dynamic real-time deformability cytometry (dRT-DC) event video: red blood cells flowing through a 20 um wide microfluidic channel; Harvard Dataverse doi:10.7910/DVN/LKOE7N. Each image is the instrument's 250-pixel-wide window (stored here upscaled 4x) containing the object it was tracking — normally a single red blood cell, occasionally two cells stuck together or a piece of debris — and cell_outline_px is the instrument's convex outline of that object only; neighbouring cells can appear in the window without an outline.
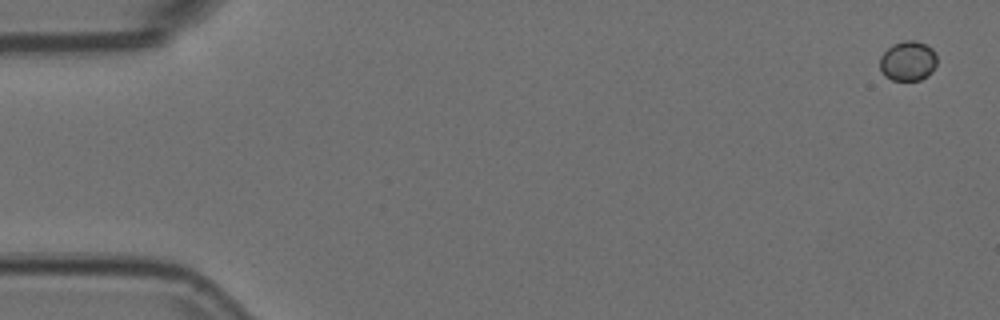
{"species": "Egyptian fruit bat (a non-hibernating species)", "species_latin": "Rousettus aegyptiacus", "temperature_condition": "room temperature", "stored_images_in_passage": 6, "camera_frame_rate_fps": 3000, "um_per_image_px": 0.085, "animal": {"sex": "female"}, "frame": {"image": 1, "passage_image": 1, "time_ms": 0.0, "image_size_px": [1000, 320], "cell_outline_px": [[936, 64], [932, 72], [928, 76], [920, 80], [892, 80], [884, 76], [880, 68], [880, 56], [892, 44], [904, 40], [916, 40], [932, 48], [936, 52]], "centroid_in_image_um": [77.18, 5.18], "position_along_channel_um": 7.8, "area_um2": 13.41}}
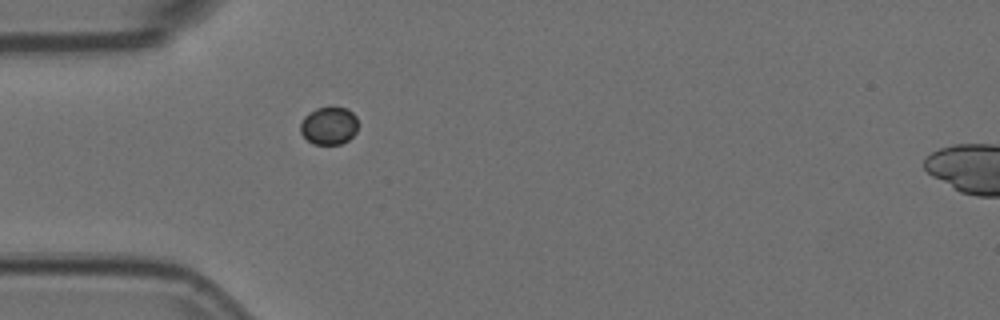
{"frame": {"image": 2, "passage_image": 5, "time_ms": 1.333, "image_size_px": [1000, 320], "cell_outline_px": [[356, 132], [348, 140], [340, 144], [312, 144], [300, 132], [300, 124], [304, 116], [308, 112], [316, 108], [348, 108], [356, 116]], "centroid_in_image_um": [27.94, 10.69], "position_along_channel_um": 57.1, "area_um2": 12.6}}